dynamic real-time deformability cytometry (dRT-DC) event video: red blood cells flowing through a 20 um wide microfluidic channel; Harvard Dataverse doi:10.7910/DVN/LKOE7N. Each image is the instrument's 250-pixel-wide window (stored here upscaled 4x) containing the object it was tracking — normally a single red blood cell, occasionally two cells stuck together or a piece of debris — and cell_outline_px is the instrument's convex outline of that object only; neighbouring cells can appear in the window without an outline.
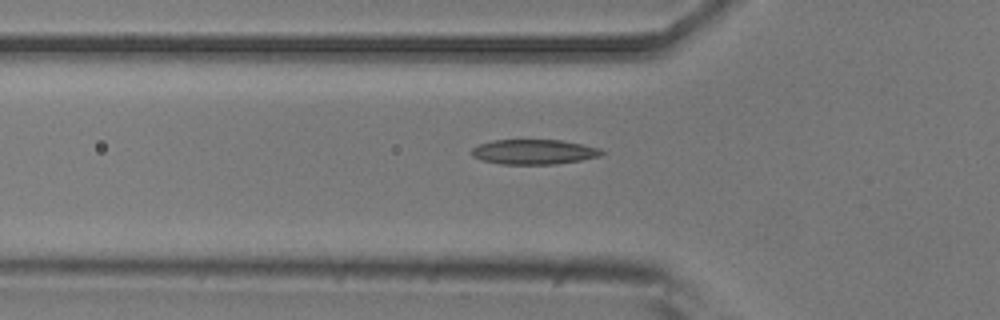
{"species": "common noctule bat (a hibernating species)", "species_latin": "Nyctalus noctula", "temperature_condition": "room temperature", "stored_images_in_passage": 35, "camera_frame_rate_fps": 3000, "um_per_image_px": 0.085, "animal": {"sex": "male", "body_mass_g": 20.5, "forearm_length_mm": 52.5}, "frame": {"image": 1, "passage_image": 2, "time_ms": 0.333, "image_size_px": [1000, 320], "cell_outline_px": [[604, 152], [600, 156], [580, 160], [556, 164], [500, 164], [484, 160], [472, 156], [472, 148], [480, 144], [492, 140], [560, 140], [600, 148]], "centroid_in_image_um": [45.38, 12.91], "position_along_channel_um": 80.4, "area_um2": 18.67}}
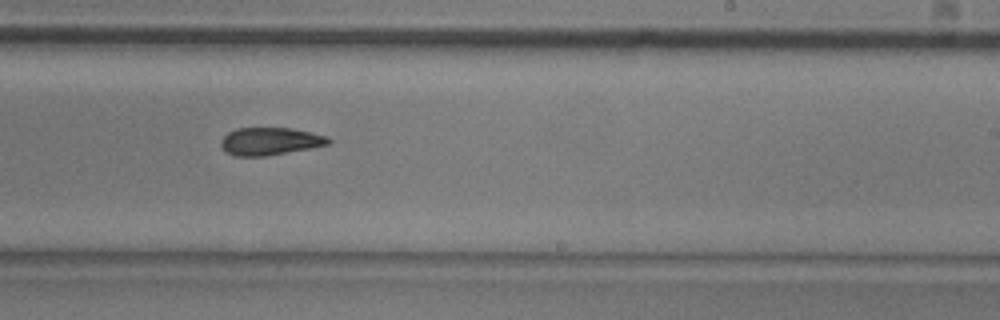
{"frame": {"image": 2, "passage_image": 16, "time_ms": 5.0, "image_size_px": [1000, 320], "cell_outline_px": [[332, 144], [264, 156], [232, 156], [220, 144], [220, 140], [228, 132], [236, 128], [292, 128], [328, 136], [332, 140]], "centroid_in_image_um": [22.97, 12.0], "position_along_channel_um": 266.0, "area_um2": 17.28}}
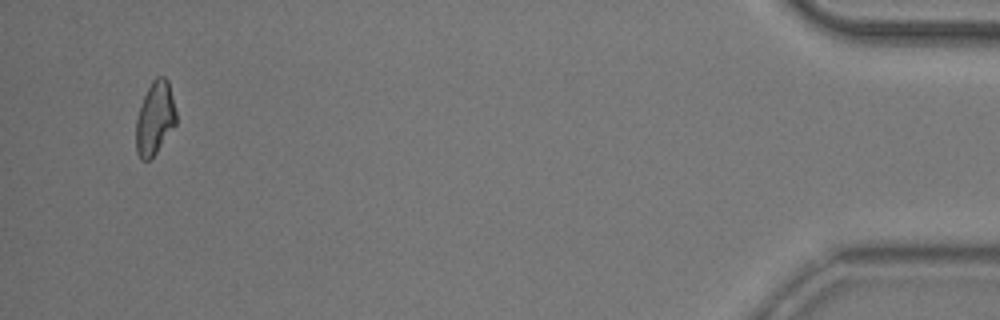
{"frame": {"image": 3, "passage_image": 34, "time_ms": 11.0, "image_size_px": [1000, 320], "cell_outline_px": [[176, 124], [156, 152], [148, 160], [140, 160], [136, 152], [136, 120], [144, 96], [152, 80], [156, 76], [164, 76], [168, 80], [176, 112]], "centroid_in_image_um": [13.16, 10.04], "position_along_channel_um": 422.0, "area_um2": 16.94}}